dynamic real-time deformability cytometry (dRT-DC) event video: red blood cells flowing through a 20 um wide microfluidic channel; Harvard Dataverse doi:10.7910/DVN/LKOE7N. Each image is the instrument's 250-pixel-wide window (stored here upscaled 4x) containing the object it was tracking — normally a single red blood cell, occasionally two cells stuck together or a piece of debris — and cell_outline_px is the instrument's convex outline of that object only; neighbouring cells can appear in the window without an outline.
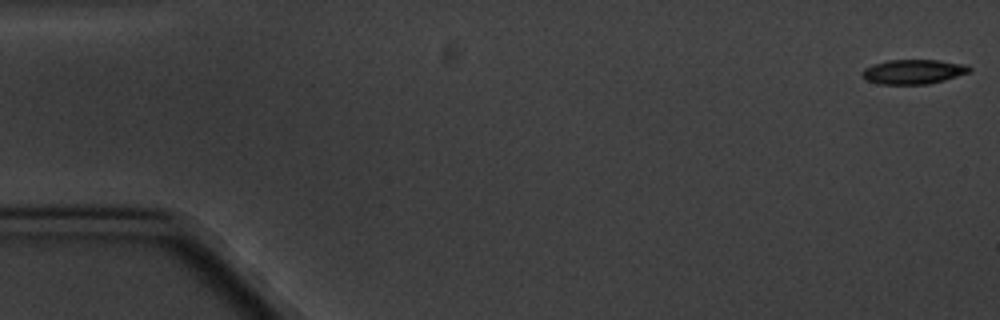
{"species": "common noctule bat (a hibernating species)", "species_latin": "Nyctalus noctula", "temperature_condition": "cold", "stored_images_in_passage": 7, "camera_frame_rate_fps": 3000, "um_per_image_px": 0.085, "animal": {"sex": "male", "body_mass_g": 20.1, "forearm_length_mm": 53.5}, "frame": {"image": 1, "passage_image": 1, "time_ms": 0.0, "image_size_px": [1000, 320], "cell_outline_px": [[972, 68], [968, 72], [944, 80], [928, 84], [880, 84], [868, 80], [860, 76], [860, 72], [864, 68], [888, 60], [936, 60], [968, 64]], "centroid_in_image_um": [77.63, 6.09], "position_along_channel_um": 7.4, "area_um2": 15.26}}